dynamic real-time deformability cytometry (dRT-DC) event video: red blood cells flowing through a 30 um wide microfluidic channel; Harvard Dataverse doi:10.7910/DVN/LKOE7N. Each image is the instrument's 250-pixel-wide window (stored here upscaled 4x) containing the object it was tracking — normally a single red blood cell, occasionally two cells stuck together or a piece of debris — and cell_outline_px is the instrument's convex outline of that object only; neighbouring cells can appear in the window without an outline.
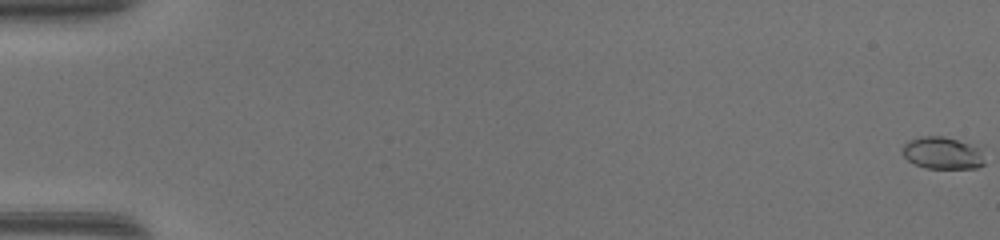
{"species": "common noctule bat (a hibernating species)", "species_latin": "Nyctalus noctula", "temperature_condition": "warm", "stored_images_in_passage": 50, "camera_frame_rate_fps": 3000, "um_per_image_px": 0.085, "animal": {"sex": "female", "body_mass_g": 17.0, "forearm_length_mm": 48.0}, "frame": {"image": 1, "passage_image": 1, "time_ms": 0.0, "image_size_px": [1000, 240], "cell_outline_px": [[984, 164], [976, 168], [928, 168], [916, 164], [908, 160], [904, 156], [904, 144], [908, 140], [920, 136], [944, 136], [968, 144], [976, 148], [984, 160]], "centroid_in_image_um": [80.06, 13.01], "position_along_channel_um": 4.9, "area_um2": 14.91}}
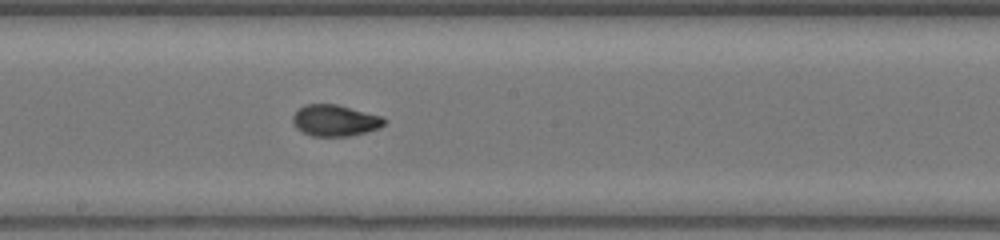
{"frame": {"image": 2, "passage_image": 29, "time_ms": 9.333, "image_size_px": [1000, 240], "cell_outline_px": [[388, 120], [380, 128], [348, 136], [312, 136], [296, 128], [292, 120], [292, 116], [304, 104], [336, 104], [384, 116]], "centroid_in_image_um": [28.5, 10.23], "position_along_channel_um": 219.7, "area_um2": 16.76}}
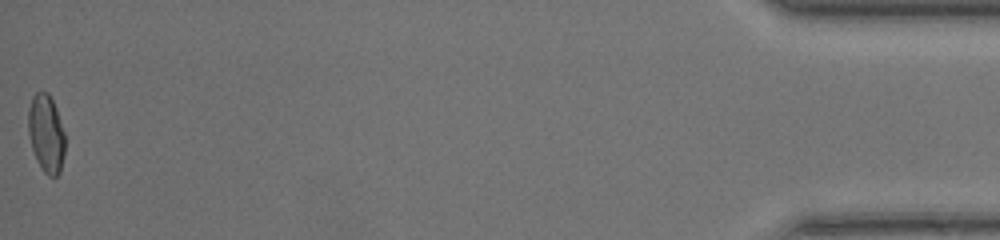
{"frame": {"image": 3, "passage_image": 50, "time_ms": 16.333, "image_size_px": [1000, 240], "cell_outline_px": [[64, 152], [60, 172], [56, 176], [48, 176], [44, 172], [36, 160], [32, 148], [28, 132], [28, 108], [32, 96], [36, 92], [48, 92], [56, 108], [64, 132]], "centroid_in_image_um": [3.91, 11.34], "position_along_channel_um": 431.3, "area_um2": 16.65}, "authors_computed_cell_mechanics": {"area_um2": 16.5597, "velocity_mm_per_s": 4.3892, "shape_relaxation_time_tau1_ms": null, "shape_relaxation_time_tau2_ms": 0.833, "deformation_change_tau1": null, "deformation_change_tau2": 0.0467}}